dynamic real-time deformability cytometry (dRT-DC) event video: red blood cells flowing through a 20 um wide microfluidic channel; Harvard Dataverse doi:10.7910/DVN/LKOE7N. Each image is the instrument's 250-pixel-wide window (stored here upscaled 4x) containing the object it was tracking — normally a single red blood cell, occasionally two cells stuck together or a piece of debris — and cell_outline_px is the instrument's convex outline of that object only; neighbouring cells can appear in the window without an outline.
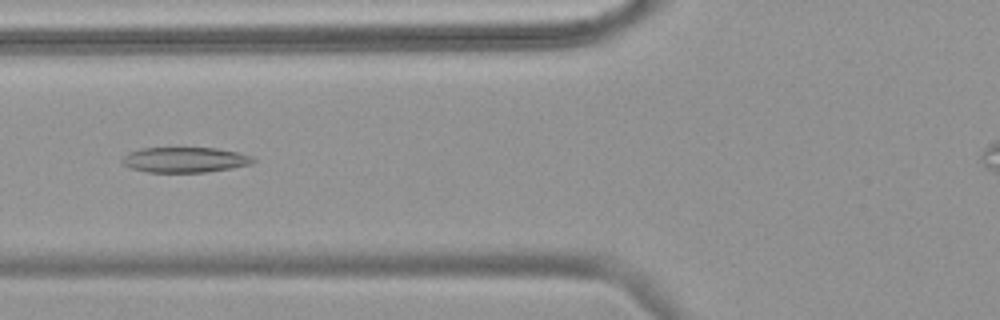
{"species": "common noctule bat (a hibernating species)", "species_latin": "Nyctalus noctula", "temperature_condition": "warm", "stored_images_in_passage": 51, "camera_frame_rate_fps": 3000, "um_per_image_px": 0.085, "animal": {"sex": "female", "body_mass_g": 18.4}, "frame": {"image": 1, "passage_image": 22, "time_ms": 7.0, "image_size_px": [1000, 320], "cell_outline_px": [[256, 160], [252, 164], [232, 168], [204, 172], [148, 172], [132, 168], [124, 164], [120, 160], [128, 152], [144, 148], [216, 148], [240, 152], [252, 156]], "centroid_in_image_um": [15.75, 13.58], "position_along_channel_um": 110.0, "area_um2": 19.31}}
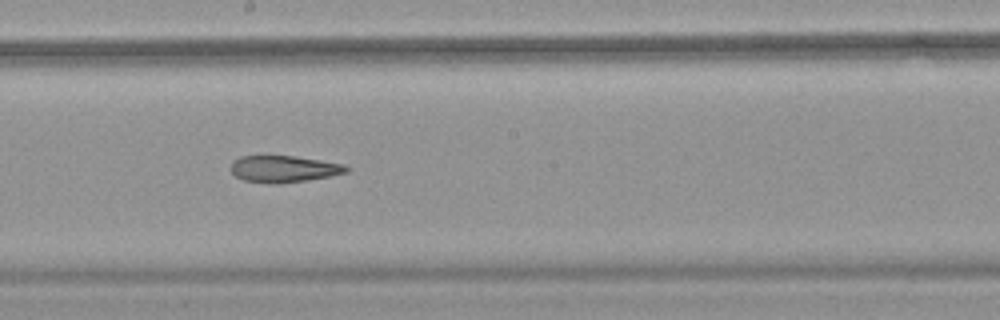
{"frame": {"image": 2, "passage_image": 31, "time_ms": 10.0, "image_size_px": [1000, 320], "cell_outline_px": [[352, 168], [348, 172], [332, 176], [276, 184], [272, 184], [244, 180], [236, 176], [232, 172], [232, 160], [240, 156], [296, 156], [344, 164]], "centroid_in_image_um": [24.16, 14.35], "position_along_channel_um": 224.0, "area_um2": 17.98}}
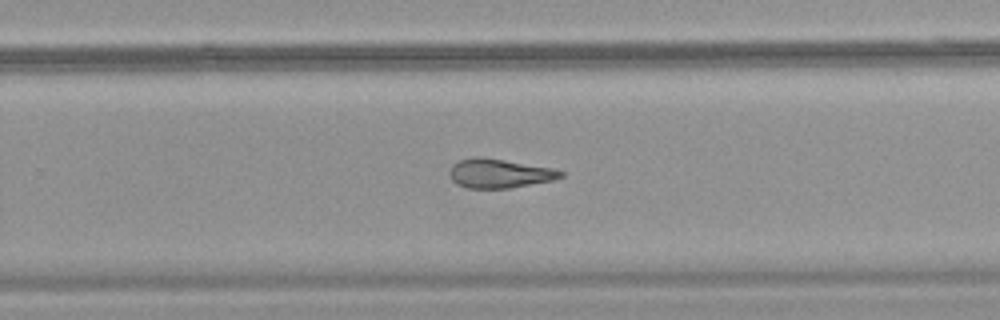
{"frame": {"image": 3, "passage_image": 36, "time_ms": 11.667, "image_size_px": [1000, 320], "cell_outline_px": [[564, 176], [552, 180], [508, 188], [468, 188], [456, 184], [452, 180], [448, 172], [452, 164], [460, 160], [476, 156], [480, 156], [552, 168], [564, 172]], "centroid_in_image_um": [42.4, 14.73], "position_along_channel_um": 287.4, "area_um2": 18.73}}